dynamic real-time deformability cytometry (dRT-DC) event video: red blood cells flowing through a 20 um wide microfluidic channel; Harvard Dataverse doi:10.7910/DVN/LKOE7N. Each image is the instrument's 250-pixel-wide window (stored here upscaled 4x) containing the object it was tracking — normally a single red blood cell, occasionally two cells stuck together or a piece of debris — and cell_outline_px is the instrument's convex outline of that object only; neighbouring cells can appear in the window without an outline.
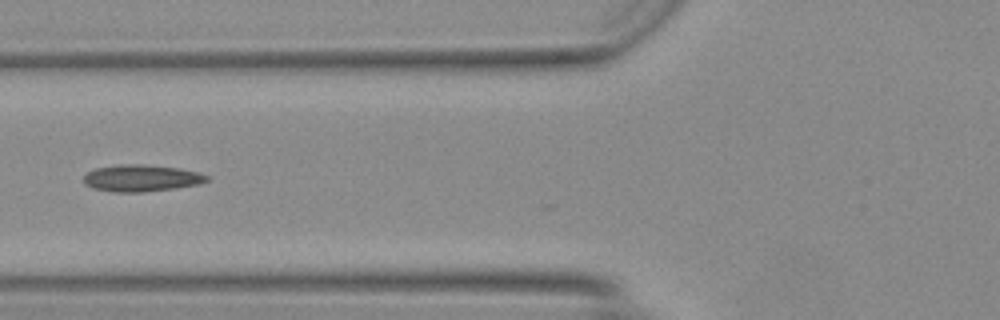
{"species": "Egyptian fruit bat (a non-hibernating species)", "species_latin": "Rousettus aegyptiacus", "temperature_condition": "warm", "stored_images_in_passage": 45, "segment_of_instrument_passage": [2, 2], "camera_frame_rate_fps": 3000, "um_per_image_px": 0.085, "animal": {"sex": "female"}, "frame": {"image": 1, "passage_image": 16, "time_ms": 5.0, "image_size_px": [1000, 320], "cell_outline_px": [[204, 180], [188, 184], [164, 188], [100, 188], [84, 180], [92, 172], [104, 168], [168, 168], [188, 172], [204, 176]], "centroid_in_image_um": [12.02, 15.13], "position_along_channel_um": 113.8, "area_um2": 14.22}}
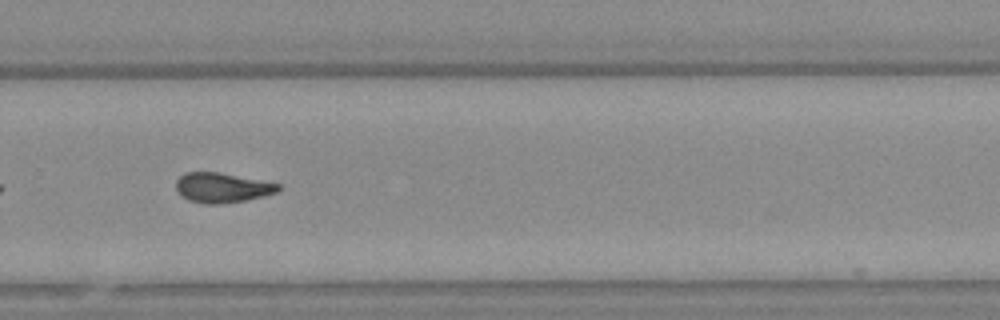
{"frame": {"image": 2, "passage_image": 30, "time_ms": 9.667, "image_size_px": [1000, 320], "cell_outline_px": [[280, 188], [272, 192], [240, 200], [196, 200], [184, 196], [180, 192], [180, 180], [184, 176], [192, 172], [212, 172], [276, 184]], "centroid_in_image_um": [18.9, 15.89], "position_along_channel_um": 310.9, "area_um2": 14.91}}
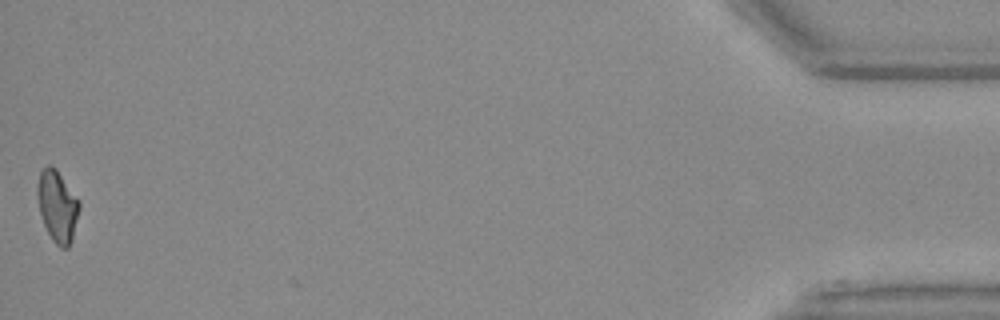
{"frame": {"image": 3, "passage_image": 45, "time_ms": 14.667, "image_size_px": [1000, 320], "cell_outline_px": [[76, 216], [72, 232], [68, 244], [64, 248], [52, 236], [44, 220], [40, 208], [40, 176], [44, 168], [52, 168], [56, 172], [76, 200]], "centroid_in_image_um": [4.86, 17.54], "position_along_channel_um": 430.3, "area_um2": 14.33}}